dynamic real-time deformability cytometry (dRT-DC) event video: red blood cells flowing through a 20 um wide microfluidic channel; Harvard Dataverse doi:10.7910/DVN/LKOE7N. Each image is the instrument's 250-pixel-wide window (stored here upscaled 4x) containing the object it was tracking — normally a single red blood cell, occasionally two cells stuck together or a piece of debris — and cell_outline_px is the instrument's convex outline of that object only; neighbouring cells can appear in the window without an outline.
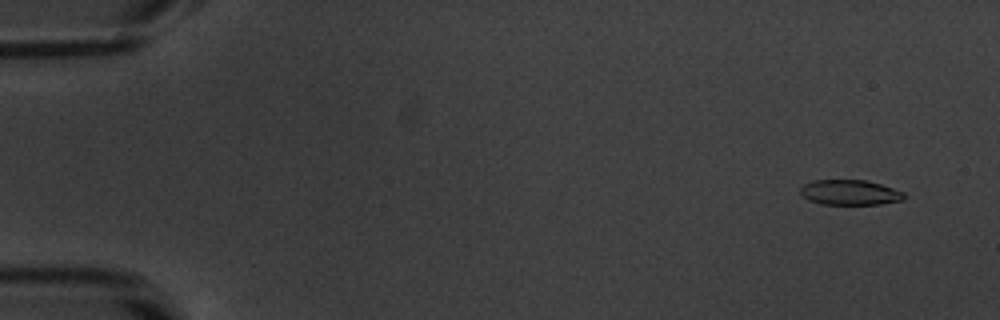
{"species": "common noctule bat (a hibernating species)", "species_latin": "Nyctalus noctula", "temperature_condition": "warm", "stored_images_in_passage": 54, "camera_frame_rate_fps": 3000, "um_per_image_px": 0.085, "animal": {"sex": "male", "body_mass_g": 20.1, "forearm_length_mm": 53.5}, "frame": {"image": 1, "passage_image": 4, "time_ms": 1.0, "image_size_px": [1000, 320], "cell_outline_px": [[904, 200], [880, 204], [820, 204], [808, 200], [800, 192], [800, 188], [804, 184], [812, 180], [864, 180], [880, 184], [904, 192]], "centroid_in_image_um": [72.22, 16.36], "position_along_channel_um": 12.8, "area_um2": 15.14}}
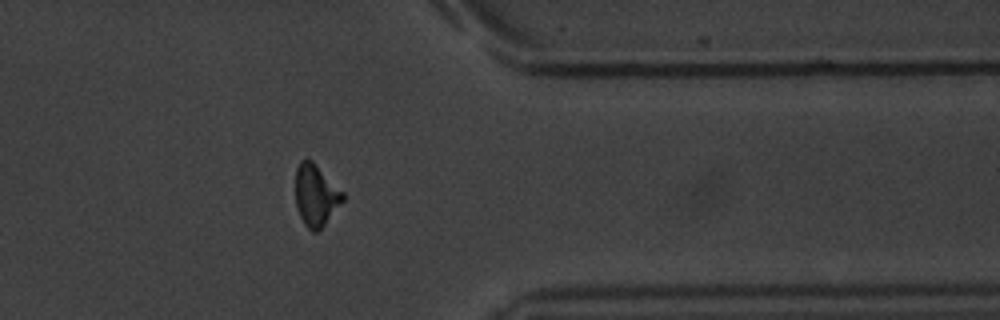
{"frame": {"image": 2, "passage_image": 44, "time_ms": 14.333, "image_size_px": [1000, 320], "cell_outline_px": [[344, 200], [324, 224], [316, 232], [312, 232], [304, 224], [296, 208], [296, 168], [300, 160], [312, 160], [344, 192]], "centroid_in_image_um": [26.84, 16.59], "position_along_channel_um": 384.6, "area_um2": 16.88}}
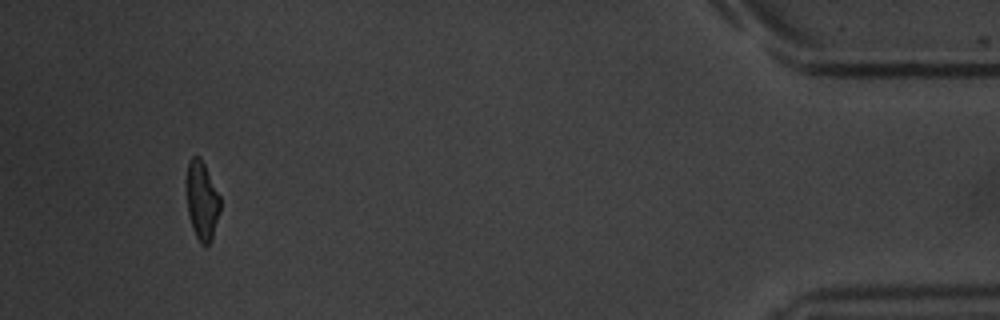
{"frame": {"image": 3, "passage_image": 51, "time_ms": 16.667, "image_size_px": [1000, 320], "cell_outline_px": [[220, 212], [212, 240], [208, 244], [200, 244], [192, 228], [188, 212], [184, 180], [188, 160], [192, 156], [200, 156], [220, 196]], "centroid_in_image_um": [17.13, 17.01], "position_along_channel_um": 418.1, "area_um2": 15.9}, "authors_computed_cell_mechanics": {"area_um2": 16.5597, "velocity_mm_per_s": 3.8417, "shape_relaxation_time_tau1_ms": 4.4388, "shape_relaxation_time_tau2_ms": 2.8107, "deformation_change_tau1": 0.1586, "deformation_change_tau2": 0.1168}}